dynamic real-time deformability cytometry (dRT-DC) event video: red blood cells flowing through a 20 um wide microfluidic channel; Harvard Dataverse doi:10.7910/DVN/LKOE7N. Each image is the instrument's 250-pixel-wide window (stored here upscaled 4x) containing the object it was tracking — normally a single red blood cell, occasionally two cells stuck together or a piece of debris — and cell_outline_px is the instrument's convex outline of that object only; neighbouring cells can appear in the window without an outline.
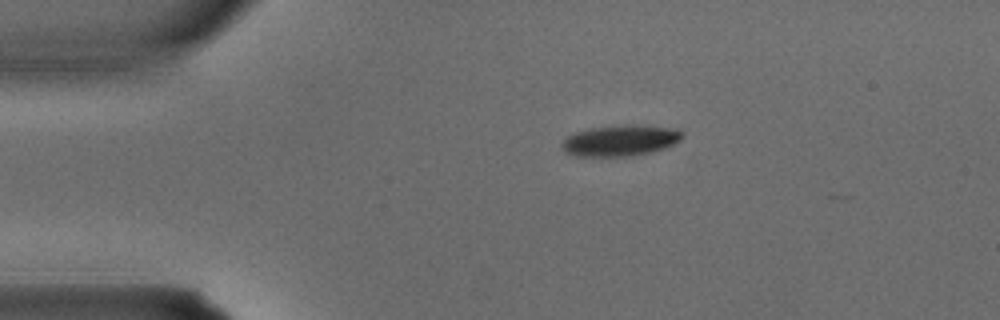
{"species": "common noctule bat (a hibernating species)", "species_latin": "Nyctalus noctula", "temperature_condition": "warm", "stored_images_in_passage": 2, "camera_frame_rate_fps": 3000, "um_per_image_px": 0.085, "animal": {"sex": "male", "body_mass_g": 15.6}, "frame": {"image": 1, "passage_image": 1, "time_ms": 0.0, "image_size_px": [1000, 320], "cell_outline_px": [[684, 136], [680, 140], [664, 148], [632, 156], [576, 156], [564, 152], [560, 144], [568, 136], [576, 132], [592, 128], [636, 124], [676, 128], [684, 132]], "centroid_in_image_um": [52.75, 11.94], "position_along_channel_um": 32.3, "area_um2": 21.68}}
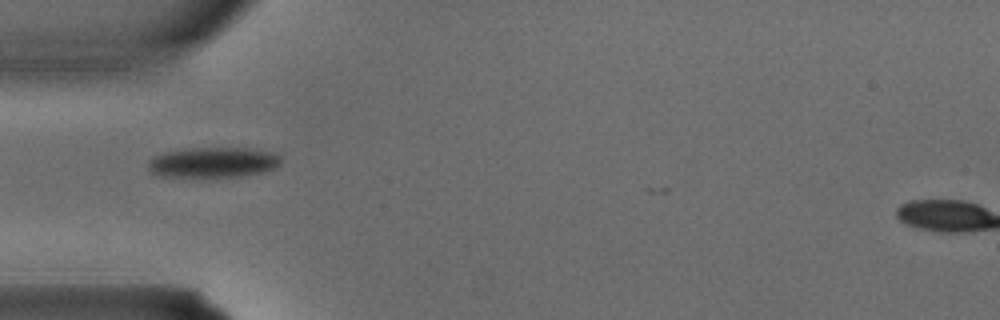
{"frame": {"image": 2, "passage_image": 2, "time_ms": 0.333, "image_size_px": [1000, 320], "cell_outline_px": [[280, 164], [276, 168], [264, 172], [244, 176], [156, 176], [148, 172], [148, 160], [152, 156], [168, 152], [192, 148], [244, 148], [272, 152], [280, 156]], "centroid_in_image_um": [18.1, 13.81], "position_along_channel_um": 66.9, "area_um2": 23.41}}